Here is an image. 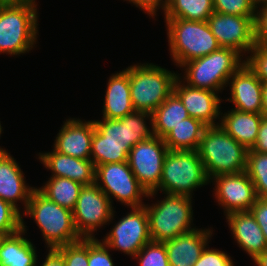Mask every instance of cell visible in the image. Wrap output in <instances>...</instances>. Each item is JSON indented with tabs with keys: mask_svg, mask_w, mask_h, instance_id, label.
I'll return each instance as SVG.
<instances>
[{
	"mask_svg": "<svg viewBox=\"0 0 267 266\" xmlns=\"http://www.w3.org/2000/svg\"><path fill=\"white\" fill-rule=\"evenodd\" d=\"M148 119L151 127L147 126ZM93 121L95 129L90 159L95 167L128 161L132 147L154 136L152 114L145 111H134L120 119Z\"/></svg>",
	"mask_w": 267,
	"mask_h": 266,
	"instance_id": "1",
	"label": "cell"
},
{
	"mask_svg": "<svg viewBox=\"0 0 267 266\" xmlns=\"http://www.w3.org/2000/svg\"><path fill=\"white\" fill-rule=\"evenodd\" d=\"M209 180L246 171L248 149L220 125L206 126L197 150Z\"/></svg>",
	"mask_w": 267,
	"mask_h": 266,
	"instance_id": "2",
	"label": "cell"
},
{
	"mask_svg": "<svg viewBox=\"0 0 267 266\" xmlns=\"http://www.w3.org/2000/svg\"><path fill=\"white\" fill-rule=\"evenodd\" d=\"M21 216L34 219L47 249H57L82 239L75 229L72 211L49 200L37 188L32 191Z\"/></svg>",
	"mask_w": 267,
	"mask_h": 266,
	"instance_id": "3",
	"label": "cell"
},
{
	"mask_svg": "<svg viewBox=\"0 0 267 266\" xmlns=\"http://www.w3.org/2000/svg\"><path fill=\"white\" fill-rule=\"evenodd\" d=\"M164 19L170 56L176 66L181 67L186 62L206 56L220 48L207 21Z\"/></svg>",
	"mask_w": 267,
	"mask_h": 266,
	"instance_id": "4",
	"label": "cell"
},
{
	"mask_svg": "<svg viewBox=\"0 0 267 266\" xmlns=\"http://www.w3.org/2000/svg\"><path fill=\"white\" fill-rule=\"evenodd\" d=\"M37 4L0 5V54L20 56L37 43Z\"/></svg>",
	"mask_w": 267,
	"mask_h": 266,
	"instance_id": "5",
	"label": "cell"
},
{
	"mask_svg": "<svg viewBox=\"0 0 267 266\" xmlns=\"http://www.w3.org/2000/svg\"><path fill=\"white\" fill-rule=\"evenodd\" d=\"M210 183L202 160L197 151L168 150L163 162L159 187L147 198L156 197L158 191L163 194L192 197L196 188Z\"/></svg>",
	"mask_w": 267,
	"mask_h": 266,
	"instance_id": "6",
	"label": "cell"
},
{
	"mask_svg": "<svg viewBox=\"0 0 267 266\" xmlns=\"http://www.w3.org/2000/svg\"><path fill=\"white\" fill-rule=\"evenodd\" d=\"M179 73L153 63L129 66L131 102L135 111L153 113L173 92Z\"/></svg>",
	"mask_w": 267,
	"mask_h": 266,
	"instance_id": "7",
	"label": "cell"
},
{
	"mask_svg": "<svg viewBox=\"0 0 267 266\" xmlns=\"http://www.w3.org/2000/svg\"><path fill=\"white\" fill-rule=\"evenodd\" d=\"M242 58L236 50L220 47L206 56L184 63L180 67L185 71L182 80L189 86L221 93L229 78L245 63Z\"/></svg>",
	"mask_w": 267,
	"mask_h": 266,
	"instance_id": "8",
	"label": "cell"
},
{
	"mask_svg": "<svg viewBox=\"0 0 267 266\" xmlns=\"http://www.w3.org/2000/svg\"><path fill=\"white\" fill-rule=\"evenodd\" d=\"M192 198L165 194L157 203L144 204L149 218L151 241L165 242L196 229L192 226L194 225Z\"/></svg>",
	"mask_w": 267,
	"mask_h": 266,
	"instance_id": "9",
	"label": "cell"
},
{
	"mask_svg": "<svg viewBox=\"0 0 267 266\" xmlns=\"http://www.w3.org/2000/svg\"><path fill=\"white\" fill-rule=\"evenodd\" d=\"M95 183L112 204L114 198L128 208L144 206L143 197L148 195L130 169L128 161L96 166Z\"/></svg>",
	"mask_w": 267,
	"mask_h": 266,
	"instance_id": "10",
	"label": "cell"
},
{
	"mask_svg": "<svg viewBox=\"0 0 267 266\" xmlns=\"http://www.w3.org/2000/svg\"><path fill=\"white\" fill-rule=\"evenodd\" d=\"M114 207L96 183L83 185L72 210L75 229L81 238L94 239L98 228L114 220Z\"/></svg>",
	"mask_w": 267,
	"mask_h": 266,
	"instance_id": "11",
	"label": "cell"
},
{
	"mask_svg": "<svg viewBox=\"0 0 267 266\" xmlns=\"http://www.w3.org/2000/svg\"><path fill=\"white\" fill-rule=\"evenodd\" d=\"M101 241L111 250L135 257L144 245L151 241L149 218L145 206L131 207Z\"/></svg>",
	"mask_w": 267,
	"mask_h": 266,
	"instance_id": "12",
	"label": "cell"
},
{
	"mask_svg": "<svg viewBox=\"0 0 267 266\" xmlns=\"http://www.w3.org/2000/svg\"><path fill=\"white\" fill-rule=\"evenodd\" d=\"M168 150L162 138L153 136L137 143L129 151V167L147 193L154 192L159 187Z\"/></svg>",
	"mask_w": 267,
	"mask_h": 266,
	"instance_id": "13",
	"label": "cell"
},
{
	"mask_svg": "<svg viewBox=\"0 0 267 266\" xmlns=\"http://www.w3.org/2000/svg\"><path fill=\"white\" fill-rule=\"evenodd\" d=\"M215 185L214 198L226 216L232 212L249 211L257 200L255 186L246 171L221 174L210 179Z\"/></svg>",
	"mask_w": 267,
	"mask_h": 266,
	"instance_id": "14",
	"label": "cell"
},
{
	"mask_svg": "<svg viewBox=\"0 0 267 266\" xmlns=\"http://www.w3.org/2000/svg\"><path fill=\"white\" fill-rule=\"evenodd\" d=\"M254 19L214 12L207 22L220 47L234 49L246 57L255 46Z\"/></svg>",
	"mask_w": 267,
	"mask_h": 266,
	"instance_id": "15",
	"label": "cell"
},
{
	"mask_svg": "<svg viewBox=\"0 0 267 266\" xmlns=\"http://www.w3.org/2000/svg\"><path fill=\"white\" fill-rule=\"evenodd\" d=\"M177 77L173 92L180 98L182 104L187 109L189 117L200 120L206 126L220 124L221 97L219 93L208 89H201L189 86L182 80V76ZM219 96V97H218ZM219 122H216V121Z\"/></svg>",
	"mask_w": 267,
	"mask_h": 266,
	"instance_id": "16",
	"label": "cell"
},
{
	"mask_svg": "<svg viewBox=\"0 0 267 266\" xmlns=\"http://www.w3.org/2000/svg\"><path fill=\"white\" fill-rule=\"evenodd\" d=\"M55 141L54 150L78 159H90L94 121L69 118L63 122Z\"/></svg>",
	"mask_w": 267,
	"mask_h": 266,
	"instance_id": "17",
	"label": "cell"
},
{
	"mask_svg": "<svg viewBox=\"0 0 267 266\" xmlns=\"http://www.w3.org/2000/svg\"><path fill=\"white\" fill-rule=\"evenodd\" d=\"M230 98L226 101L233 103L238 111L261 113L262 82L244 63L230 78Z\"/></svg>",
	"mask_w": 267,
	"mask_h": 266,
	"instance_id": "18",
	"label": "cell"
},
{
	"mask_svg": "<svg viewBox=\"0 0 267 266\" xmlns=\"http://www.w3.org/2000/svg\"><path fill=\"white\" fill-rule=\"evenodd\" d=\"M25 176L18 162L6 151H0V199L10 203L21 214L26 210L32 191L36 187L26 184ZM24 206L21 211L17 202Z\"/></svg>",
	"mask_w": 267,
	"mask_h": 266,
	"instance_id": "19",
	"label": "cell"
},
{
	"mask_svg": "<svg viewBox=\"0 0 267 266\" xmlns=\"http://www.w3.org/2000/svg\"><path fill=\"white\" fill-rule=\"evenodd\" d=\"M40 163L51 171L50 177H63L77 181L82 185L95 183L96 167L91 159H78L61 154L54 149L37 155Z\"/></svg>",
	"mask_w": 267,
	"mask_h": 266,
	"instance_id": "20",
	"label": "cell"
},
{
	"mask_svg": "<svg viewBox=\"0 0 267 266\" xmlns=\"http://www.w3.org/2000/svg\"><path fill=\"white\" fill-rule=\"evenodd\" d=\"M211 229H194L164 243L169 266H193L213 236ZM209 240V241H208Z\"/></svg>",
	"mask_w": 267,
	"mask_h": 266,
	"instance_id": "21",
	"label": "cell"
},
{
	"mask_svg": "<svg viewBox=\"0 0 267 266\" xmlns=\"http://www.w3.org/2000/svg\"><path fill=\"white\" fill-rule=\"evenodd\" d=\"M225 217L238 247L252 260L267 250L265 236L250 211L232 212Z\"/></svg>",
	"mask_w": 267,
	"mask_h": 266,
	"instance_id": "22",
	"label": "cell"
},
{
	"mask_svg": "<svg viewBox=\"0 0 267 266\" xmlns=\"http://www.w3.org/2000/svg\"><path fill=\"white\" fill-rule=\"evenodd\" d=\"M102 118L120 119L134 112L130 95L129 66L109 77Z\"/></svg>",
	"mask_w": 267,
	"mask_h": 266,
	"instance_id": "23",
	"label": "cell"
},
{
	"mask_svg": "<svg viewBox=\"0 0 267 266\" xmlns=\"http://www.w3.org/2000/svg\"><path fill=\"white\" fill-rule=\"evenodd\" d=\"M22 218V229L12 235L0 239V266H37V250L35 245L24 237L27 233Z\"/></svg>",
	"mask_w": 267,
	"mask_h": 266,
	"instance_id": "24",
	"label": "cell"
},
{
	"mask_svg": "<svg viewBox=\"0 0 267 266\" xmlns=\"http://www.w3.org/2000/svg\"><path fill=\"white\" fill-rule=\"evenodd\" d=\"M263 115L236 109L221 112L220 126L248 150L255 144Z\"/></svg>",
	"mask_w": 267,
	"mask_h": 266,
	"instance_id": "25",
	"label": "cell"
},
{
	"mask_svg": "<svg viewBox=\"0 0 267 266\" xmlns=\"http://www.w3.org/2000/svg\"><path fill=\"white\" fill-rule=\"evenodd\" d=\"M205 128L200 120L188 117L174 126L163 140L171 151H197Z\"/></svg>",
	"mask_w": 267,
	"mask_h": 266,
	"instance_id": "26",
	"label": "cell"
},
{
	"mask_svg": "<svg viewBox=\"0 0 267 266\" xmlns=\"http://www.w3.org/2000/svg\"><path fill=\"white\" fill-rule=\"evenodd\" d=\"M154 136L164 138L174 126L189 117L180 98L172 92L167 99L152 113Z\"/></svg>",
	"mask_w": 267,
	"mask_h": 266,
	"instance_id": "27",
	"label": "cell"
},
{
	"mask_svg": "<svg viewBox=\"0 0 267 266\" xmlns=\"http://www.w3.org/2000/svg\"><path fill=\"white\" fill-rule=\"evenodd\" d=\"M48 179L45 185L37 189L49 200L72 211L83 185L69 178L50 177Z\"/></svg>",
	"mask_w": 267,
	"mask_h": 266,
	"instance_id": "28",
	"label": "cell"
},
{
	"mask_svg": "<svg viewBox=\"0 0 267 266\" xmlns=\"http://www.w3.org/2000/svg\"><path fill=\"white\" fill-rule=\"evenodd\" d=\"M213 13V0H169L164 18L208 21Z\"/></svg>",
	"mask_w": 267,
	"mask_h": 266,
	"instance_id": "29",
	"label": "cell"
},
{
	"mask_svg": "<svg viewBox=\"0 0 267 266\" xmlns=\"http://www.w3.org/2000/svg\"><path fill=\"white\" fill-rule=\"evenodd\" d=\"M246 172L255 186L257 198H267V153L249 149Z\"/></svg>",
	"mask_w": 267,
	"mask_h": 266,
	"instance_id": "30",
	"label": "cell"
},
{
	"mask_svg": "<svg viewBox=\"0 0 267 266\" xmlns=\"http://www.w3.org/2000/svg\"><path fill=\"white\" fill-rule=\"evenodd\" d=\"M133 259H137L139 266H169L167 250L163 242H148Z\"/></svg>",
	"mask_w": 267,
	"mask_h": 266,
	"instance_id": "31",
	"label": "cell"
},
{
	"mask_svg": "<svg viewBox=\"0 0 267 266\" xmlns=\"http://www.w3.org/2000/svg\"><path fill=\"white\" fill-rule=\"evenodd\" d=\"M55 250L62 256L66 266H88V239L82 238Z\"/></svg>",
	"mask_w": 267,
	"mask_h": 266,
	"instance_id": "32",
	"label": "cell"
},
{
	"mask_svg": "<svg viewBox=\"0 0 267 266\" xmlns=\"http://www.w3.org/2000/svg\"><path fill=\"white\" fill-rule=\"evenodd\" d=\"M22 229L21 213L10 203L0 199V235H12Z\"/></svg>",
	"mask_w": 267,
	"mask_h": 266,
	"instance_id": "33",
	"label": "cell"
},
{
	"mask_svg": "<svg viewBox=\"0 0 267 266\" xmlns=\"http://www.w3.org/2000/svg\"><path fill=\"white\" fill-rule=\"evenodd\" d=\"M214 12L225 15L255 17L256 6L251 0H213Z\"/></svg>",
	"mask_w": 267,
	"mask_h": 266,
	"instance_id": "34",
	"label": "cell"
},
{
	"mask_svg": "<svg viewBox=\"0 0 267 266\" xmlns=\"http://www.w3.org/2000/svg\"><path fill=\"white\" fill-rule=\"evenodd\" d=\"M244 61L261 82L267 81V45H255Z\"/></svg>",
	"mask_w": 267,
	"mask_h": 266,
	"instance_id": "35",
	"label": "cell"
},
{
	"mask_svg": "<svg viewBox=\"0 0 267 266\" xmlns=\"http://www.w3.org/2000/svg\"><path fill=\"white\" fill-rule=\"evenodd\" d=\"M109 247L101 240L88 239V266H115Z\"/></svg>",
	"mask_w": 267,
	"mask_h": 266,
	"instance_id": "36",
	"label": "cell"
},
{
	"mask_svg": "<svg viewBox=\"0 0 267 266\" xmlns=\"http://www.w3.org/2000/svg\"><path fill=\"white\" fill-rule=\"evenodd\" d=\"M193 266H234L232 257L219 249H213L207 245L200 258Z\"/></svg>",
	"mask_w": 267,
	"mask_h": 266,
	"instance_id": "37",
	"label": "cell"
},
{
	"mask_svg": "<svg viewBox=\"0 0 267 266\" xmlns=\"http://www.w3.org/2000/svg\"><path fill=\"white\" fill-rule=\"evenodd\" d=\"M254 41L255 45H267V3L256 6Z\"/></svg>",
	"mask_w": 267,
	"mask_h": 266,
	"instance_id": "38",
	"label": "cell"
},
{
	"mask_svg": "<svg viewBox=\"0 0 267 266\" xmlns=\"http://www.w3.org/2000/svg\"><path fill=\"white\" fill-rule=\"evenodd\" d=\"M129 1L134 4L136 7H139L140 10H143L144 13H147L151 18H155L157 16L156 12L161 8L166 13L168 8L169 0H124Z\"/></svg>",
	"mask_w": 267,
	"mask_h": 266,
	"instance_id": "39",
	"label": "cell"
},
{
	"mask_svg": "<svg viewBox=\"0 0 267 266\" xmlns=\"http://www.w3.org/2000/svg\"><path fill=\"white\" fill-rule=\"evenodd\" d=\"M249 211L260 226L267 243V198H257Z\"/></svg>",
	"mask_w": 267,
	"mask_h": 266,
	"instance_id": "40",
	"label": "cell"
},
{
	"mask_svg": "<svg viewBox=\"0 0 267 266\" xmlns=\"http://www.w3.org/2000/svg\"><path fill=\"white\" fill-rule=\"evenodd\" d=\"M250 150L253 152L267 153V116L262 117L257 140Z\"/></svg>",
	"mask_w": 267,
	"mask_h": 266,
	"instance_id": "41",
	"label": "cell"
},
{
	"mask_svg": "<svg viewBox=\"0 0 267 266\" xmlns=\"http://www.w3.org/2000/svg\"><path fill=\"white\" fill-rule=\"evenodd\" d=\"M40 266H66L62 256L55 249H48V253Z\"/></svg>",
	"mask_w": 267,
	"mask_h": 266,
	"instance_id": "42",
	"label": "cell"
},
{
	"mask_svg": "<svg viewBox=\"0 0 267 266\" xmlns=\"http://www.w3.org/2000/svg\"><path fill=\"white\" fill-rule=\"evenodd\" d=\"M262 110L261 114L267 116V81L262 82Z\"/></svg>",
	"mask_w": 267,
	"mask_h": 266,
	"instance_id": "43",
	"label": "cell"
},
{
	"mask_svg": "<svg viewBox=\"0 0 267 266\" xmlns=\"http://www.w3.org/2000/svg\"><path fill=\"white\" fill-rule=\"evenodd\" d=\"M36 4V0H0V5Z\"/></svg>",
	"mask_w": 267,
	"mask_h": 266,
	"instance_id": "44",
	"label": "cell"
},
{
	"mask_svg": "<svg viewBox=\"0 0 267 266\" xmlns=\"http://www.w3.org/2000/svg\"><path fill=\"white\" fill-rule=\"evenodd\" d=\"M253 261L257 266H267V250L258 255Z\"/></svg>",
	"mask_w": 267,
	"mask_h": 266,
	"instance_id": "45",
	"label": "cell"
},
{
	"mask_svg": "<svg viewBox=\"0 0 267 266\" xmlns=\"http://www.w3.org/2000/svg\"><path fill=\"white\" fill-rule=\"evenodd\" d=\"M255 6L267 3V0H251Z\"/></svg>",
	"mask_w": 267,
	"mask_h": 266,
	"instance_id": "46",
	"label": "cell"
},
{
	"mask_svg": "<svg viewBox=\"0 0 267 266\" xmlns=\"http://www.w3.org/2000/svg\"><path fill=\"white\" fill-rule=\"evenodd\" d=\"M2 131H3V129L1 126V121H0V137H1ZM0 151H6V149L1 148V146H0Z\"/></svg>",
	"mask_w": 267,
	"mask_h": 266,
	"instance_id": "47",
	"label": "cell"
}]
</instances>
